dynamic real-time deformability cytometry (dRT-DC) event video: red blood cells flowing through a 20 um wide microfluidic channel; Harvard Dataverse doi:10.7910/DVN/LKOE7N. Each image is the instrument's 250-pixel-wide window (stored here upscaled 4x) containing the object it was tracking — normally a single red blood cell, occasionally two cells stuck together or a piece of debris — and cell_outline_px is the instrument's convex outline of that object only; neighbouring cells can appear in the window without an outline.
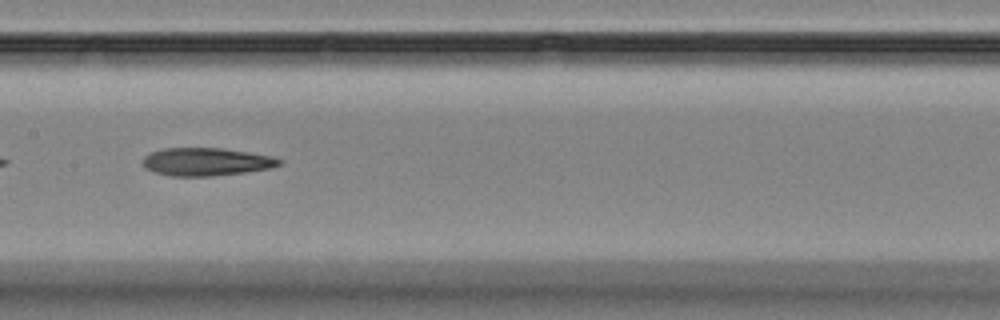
{"species": "Egyptian fruit bat (a non-hibernating species)", "species_latin": "Rousettus aegyptiacus", "temperature_condition": "room temperature", "stored_images_in_passage": 13, "camera_frame_rate_fps": 3000, "um_per_image_px": 0.085, "animal": {"sex": "female"}, "frame": {"image": 1, "passage_image": 6, "time_ms": 6.667, "image_size_px": [1000, 320], "cell_outline_px": [[284, 160], [280, 164], [272, 168], [244, 172], [212, 176], [168, 176], [144, 168], [144, 156], [152, 152], [164, 148], [224, 148], [272, 156]], "centroid_in_image_um": [17.56, 13.75], "position_along_channel_um": 189.8, "area_um2": 22.2}}
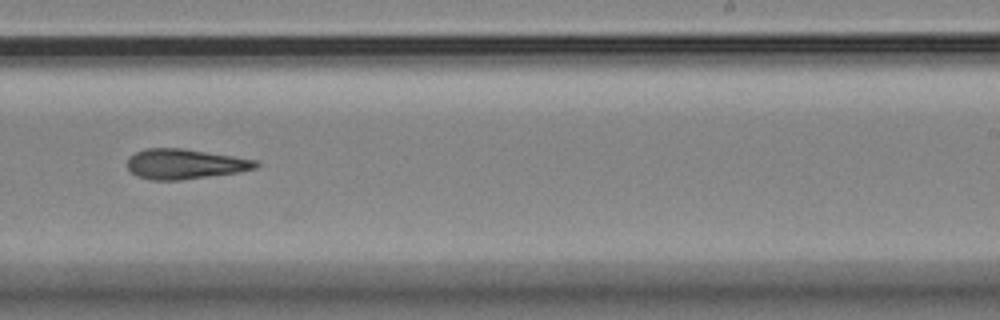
{"frame": {"image": 2, "passage_image": 8, "time_ms": 9.0, "image_size_px": [1000, 320], "cell_outline_px": [[260, 164], [256, 168], [236, 172], [180, 180], [148, 180], [136, 176], [128, 168], [128, 156], [144, 148], [184, 148], [256, 160]], "centroid_in_image_um": [15.66, 13.93], "position_along_channel_um": 273.3, "area_um2": 22.43}}
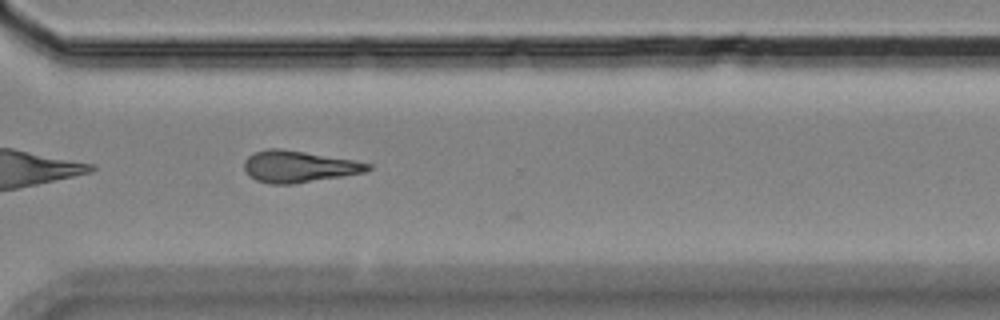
{"frame": {"image": 3, "passage_image": 10, "time_ms": 11.0, "image_size_px": [1000, 320], "cell_outline_px": [[372, 168], [364, 172], [344, 176], [292, 184], [272, 184], [256, 180], [248, 176], [244, 168], [244, 160], [248, 156], [256, 152], [268, 148], [280, 148], [352, 160], [372, 164]], "centroid_in_image_um": [25.36, 14.16], "position_along_channel_um": 345.2, "area_um2": 22.66}, "authors_computed_cell_mechanics": {"area_um2": 22.6576, "velocity_mm_per_s": 3.5953, "shape_relaxation_time_tau1_ms": null, "shape_relaxation_time_tau2_ms": 8.1431, "deformation_change_tau1": null, "deformation_change_tau2": 0.1994}}